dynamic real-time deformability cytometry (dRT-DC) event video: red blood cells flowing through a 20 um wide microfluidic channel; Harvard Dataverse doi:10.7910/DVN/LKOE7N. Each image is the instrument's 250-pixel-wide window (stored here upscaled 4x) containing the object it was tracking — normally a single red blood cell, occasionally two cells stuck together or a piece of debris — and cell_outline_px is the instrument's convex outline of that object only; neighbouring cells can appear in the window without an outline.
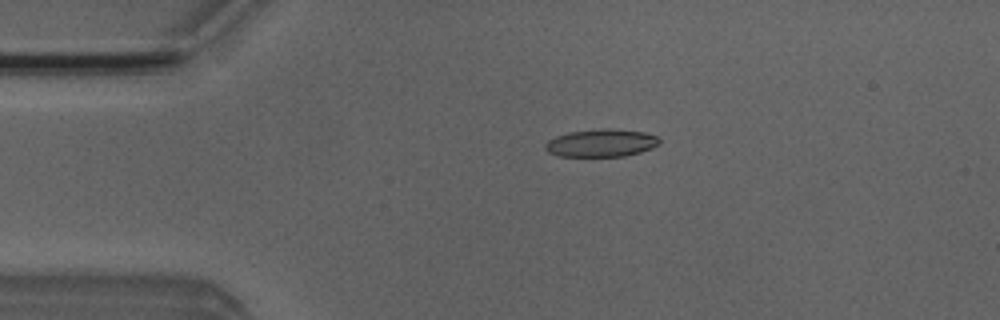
{"species": "Egyptian fruit bat (a non-hibernating species)", "species_latin": "Rousettus aegyptiacus", "temperature_condition": "room temperature", "stored_images_in_passage": 5, "camera_frame_rate_fps": 3000, "um_per_image_px": 0.085, "animal": {"sex": "male"}, "frame": {"image": 1, "passage_image": 4, "time_ms": 3.333, "image_size_px": [1000, 320], "cell_outline_px": [[660, 144], [652, 148], [640, 152], [624, 156], [556, 156], [548, 152], [544, 148], [544, 144], [548, 140], [556, 136], [568, 132], [600, 128], [604, 128], [644, 132], [656, 136], [660, 140]], "centroid_in_image_um": [51.07, 12.15], "position_along_channel_um": 33.9, "area_um2": 18.5}}